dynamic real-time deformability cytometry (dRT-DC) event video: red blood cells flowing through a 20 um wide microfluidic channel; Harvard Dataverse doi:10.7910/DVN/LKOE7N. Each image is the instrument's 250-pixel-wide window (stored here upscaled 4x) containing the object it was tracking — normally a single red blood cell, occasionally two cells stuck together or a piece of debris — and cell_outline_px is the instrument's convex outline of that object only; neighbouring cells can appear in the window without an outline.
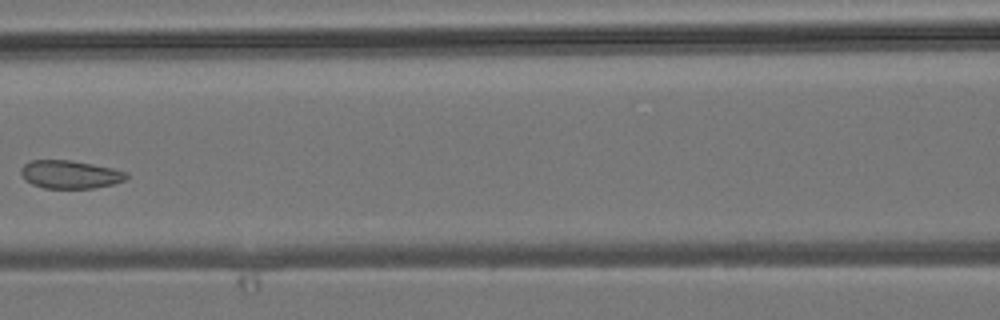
{"species": "common noctule bat (a hibernating species)", "species_latin": "Nyctalus noctula", "temperature_condition": "room temperature", "stored_images_in_passage": 6, "camera_frame_rate_fps": 3000, "um_per_image_px": 0.085, "animal": {"sex": "male", "body_mass_g": 19.2, "forearm_length_mm": 51.8}, "frame": {"image": 1, "passage_image": 5, "time_ms": 4.667, "image_size_px": [1000, 320], "cell_outline_px": [[128, 176], [124, 180], [112, 184], [92, 188], [44, 188], [32, 184], [20, 172], [20, 168], [24, 164], [32, 160], [72, 160], [112, 168], [128, 172]], "centroid_in_image_um": [5.96, 14.82], "position_along_channel_um": 160.6, "area_um2": 17.11}}
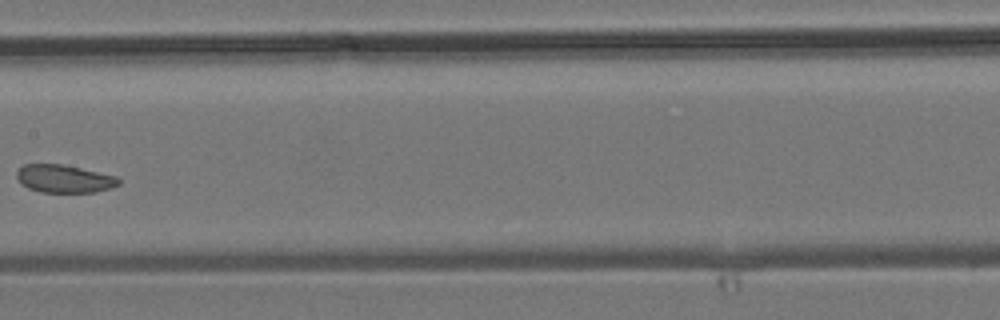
{"frame": {"image": 2, "passage_image": 6, "time_ms": 5.667, "image_size_px": [1000, 320], "cell_outline_px": [[120, 184], [112, 188], [96, 192], [40, 192], [28, 188], [20, 184], [16, 176], [16, 172], [24, 164], [60, 164], [80, 168], [116, 176], [120, 180]], "centroid_in_image_um": [5.44, 15.2], "position_along_channel_um": 202.0, "area_um2": 16.59}}